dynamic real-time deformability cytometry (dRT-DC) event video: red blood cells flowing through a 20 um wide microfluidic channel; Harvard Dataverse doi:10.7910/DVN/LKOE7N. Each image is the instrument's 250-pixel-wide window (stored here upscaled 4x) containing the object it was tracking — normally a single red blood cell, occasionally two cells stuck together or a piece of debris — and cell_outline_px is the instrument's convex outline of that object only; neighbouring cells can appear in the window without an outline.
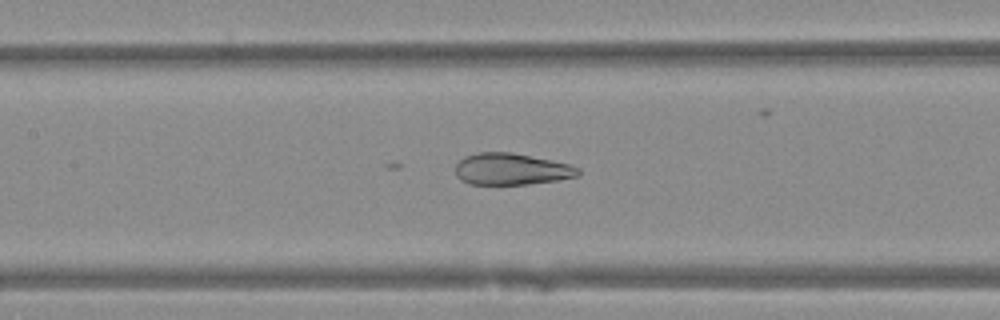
{"species": "Egyptian fruit bat (a non-hibernating species)", "species_latin": "Rousettus aegyptiacus", "temperature_condition": "warm", "stored_images_in_passage": 39, "camera_frame_rate_fps": 3000, "um_per_image_px": 0.085, "animal": {"sex": "female"}, "frame": {"image": 1, "passage_image": 12, "time_ms": 3.667, "image_size_px": [1000, 320], "cell_outline_px": [[580, 176], [556, 180], [524, 184], [468, 184], [456, 176], [456, 164], [464, 156], [476, 152], [512, 152], [552, 160], [568, 164], [580, 168]], "centroid_in_image_um": [43.46, 14.36], "position_along_channel_um": 163.9, "area_um2": 22.66}}
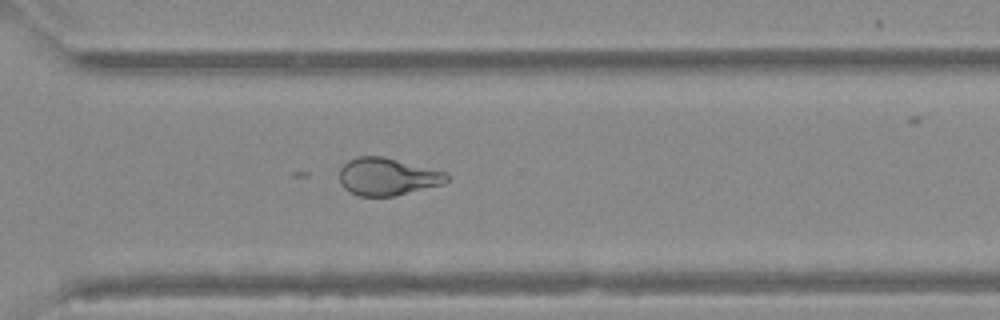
{"frame": {"image": 2, "passage_image": 25, "time_ms": 8.0, "image_size_px": [1000, 320], "cell_outline_px": [[448, 180], [444, 184], [392, 196], [360, 196], [344, 188], [340, 184], [340, 168], [348, 160], [356, 156], [384, 156], [444, 172], [448, 176]], "centroid_in_image_um": [32.9, 15.01], "position_along_channel_um": 337.7, "area_um2": 23.24}}
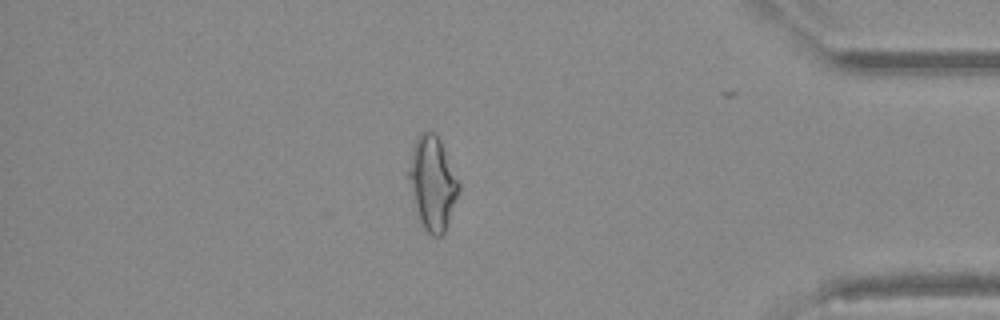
{"frame": {"image": 3, "passage_image": 32, "time_ms": 10.333, "image_size_px": [1000, 320], "cell_outline_px": [[460, 188], [444, 232], [440, 236], [432, 236], [424, 228], [420, 220], [408, 176], [408, 172], [412, 152], [416, 140], [420, 132], [432, 132], [440, 140], [460, 180]], "centroid_in_image_um": [36.79, 15.55], "position_along_channel_um": 398.4, "area_um2": 26.47}}